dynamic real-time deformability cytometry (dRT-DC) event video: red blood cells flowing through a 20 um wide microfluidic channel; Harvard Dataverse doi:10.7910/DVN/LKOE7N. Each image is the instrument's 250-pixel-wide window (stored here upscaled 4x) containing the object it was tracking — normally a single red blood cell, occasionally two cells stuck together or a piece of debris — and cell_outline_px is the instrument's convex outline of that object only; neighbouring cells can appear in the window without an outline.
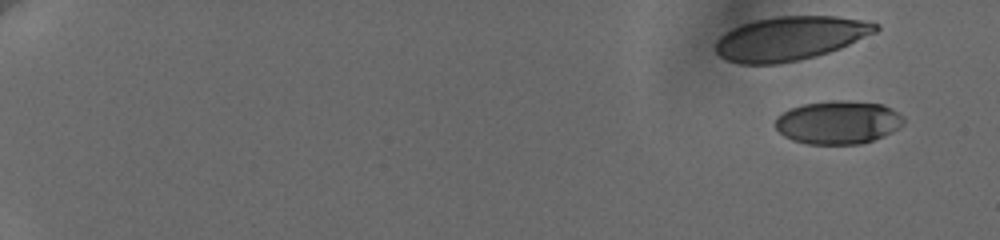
{"species": "human", "species_latin": "Homo sapiens", "temperature_condition": "cold", "stored_images_in_passage": 10, "camera_frame_rate_fps": 3000, "um_per_image_px": 0.085, "donor": {"sex": "female"}, "frame": {"image": 1, "passage_image": 2, "time_ms": 1.0, "image_size_px": [1000, 240], "cell_outline_px": [[904, 124], [900, 128], [884, 136], [860, 144], [808, 144], [792, 140], [784, 136], [772, 124], [776, 116], [792, 108], [804, 104], [828, 100], [848, 100], [884, 104], [904, 116]], "centroid_in_image_um": [71.25, 10.39], "position_along_channel_um": 13.8, "area_um2": 32.77}}